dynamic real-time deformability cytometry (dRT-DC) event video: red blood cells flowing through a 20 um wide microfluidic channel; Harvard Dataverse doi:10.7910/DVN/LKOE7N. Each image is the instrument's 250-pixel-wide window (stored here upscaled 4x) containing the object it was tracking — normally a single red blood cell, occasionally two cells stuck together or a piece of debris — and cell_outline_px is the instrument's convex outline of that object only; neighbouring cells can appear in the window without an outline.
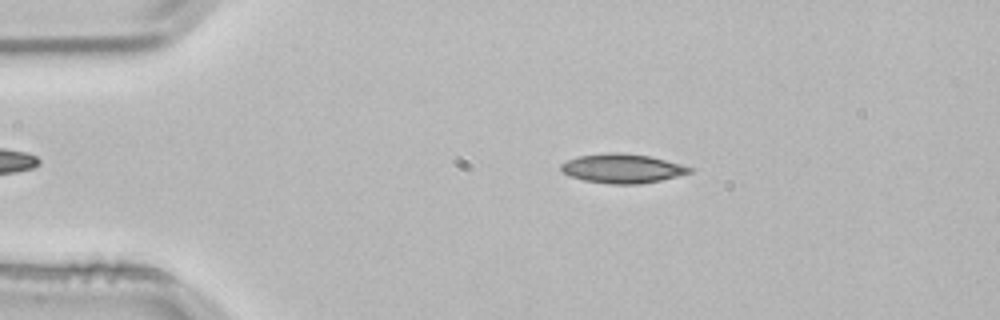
{"species": "common noctule bat (a hibernating species)", "species_latin": "Nyctalus noctula", "temperature_condition": "room temperature", "stored_images_in_passage": 3, "camera_frame_rate_fps": 3000, "um_per_image_px": 0.085, "animal": {"sex": "male", "body_mass_g": 21.5, "forearm_length_mm": 52.0}, "frame": {"image": 1, "passage_image": 2, "time_ms": 0.333, "image_size_px": [1000, 320], "cell_outline_px": [[696, 168], [692, 172], [660, 180], [640, 184], [612, 184], [584, 180], [572, 176], [564, 172], [560, 168], [560, 164], [568, 160], [580, 156], [612, 152], [616, 152], [648, 156]], "centroid_in_image_um": [52.92, 14.32], "position_along_channel_um": 32.1, "area_um2": 21.5}}